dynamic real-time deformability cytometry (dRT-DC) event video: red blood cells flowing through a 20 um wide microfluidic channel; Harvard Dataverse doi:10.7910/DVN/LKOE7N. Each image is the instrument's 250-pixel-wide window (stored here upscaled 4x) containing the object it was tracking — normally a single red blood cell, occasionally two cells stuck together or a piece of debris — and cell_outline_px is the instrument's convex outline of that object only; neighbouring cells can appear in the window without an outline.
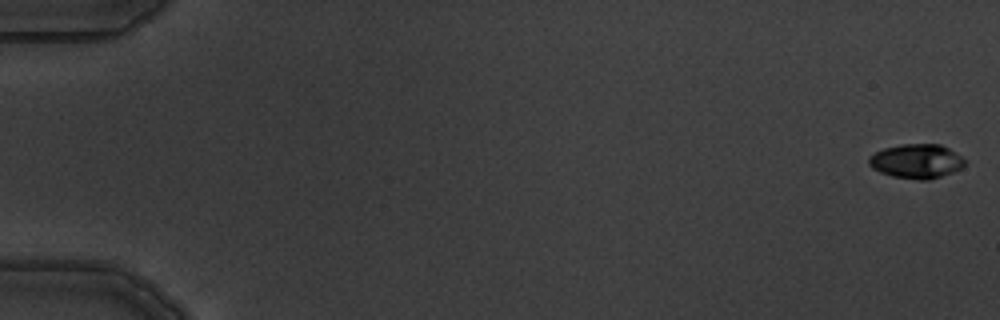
{"species": "common noctule bat (a hibernating species)", "species_latin": "Nyctalus noctula", "temperature_condition": "warm", "stored_images_in_passage": 10, "camera_frame_rate_fps": 3000, "um_per_image_px": 0.085, "animal": {"sex": "male", "body_mass_g": 19.5, "forearm_length_mm": 54.6}, "frame": {"image": 1, "passage_image": 1, "time_ms": 0.0, "image_size_px": [1000, 320], "cell_outline_px": [[968, 160], [960, 168], [952, 172], [928, 180], [920, 180], [892, 176], [880, 172], [872, 168], [868, 164], [868, 156], [884, 148], [900, 144], [940, 144], [948, 148]], "centroid_in_image_um": [77.89, 13.69], "position_along_channel_um": 7.1, "area_um2": 19.19}}
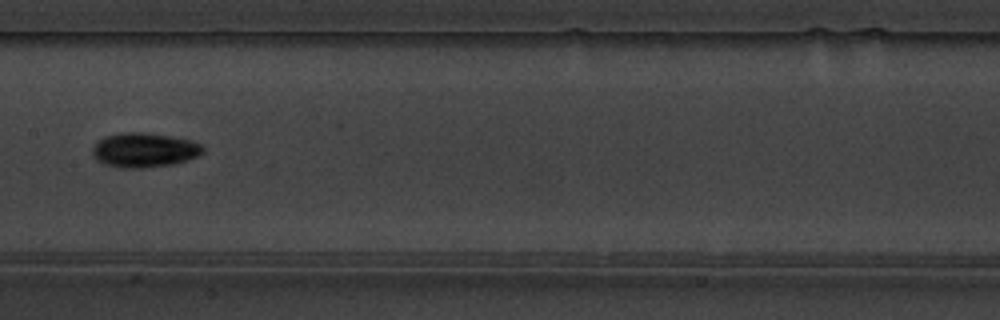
{"frame": {"image": 2, "passage_image": 9, "time_ms": 9.333, "image_size_px": [1000, 320], "cell_outline_px": [[204, 152], [196, 156], [172, 164], [140, 168], [124, 168], [104, 164], [96, 160], [92, 156], [92, 148], [104, 136], [120, 132], [144, 132], [168, 136], [188, 140], [200, 144], [204, 148]], "centroid_in_image_um": [12.2, 12.75], "position_along_channel_um": 195.2, "area_um2": 21.96}}
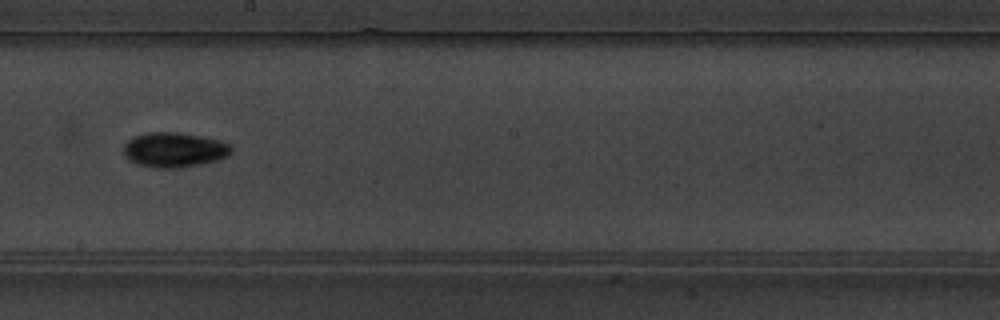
{"frame": {"image": 3, "passage_image": 10, "time_ms": 10.333, "image_size_px": [1000, 320], "cell_outline_px": [[232, 152], [228, 156], [216, 160], [200, 164], [180, 168], [152, 168], [136, 164], [128, 160], [124, 156], [124, 144], [132, 136], [148, 132], [176, 132], [200, 136], [220, 140], [228, 144], [232, 148]], "centroid_in_image_um": [14.77, 12.74], "position_along_channel_um": 233.4, "area_um2": 22.08}}